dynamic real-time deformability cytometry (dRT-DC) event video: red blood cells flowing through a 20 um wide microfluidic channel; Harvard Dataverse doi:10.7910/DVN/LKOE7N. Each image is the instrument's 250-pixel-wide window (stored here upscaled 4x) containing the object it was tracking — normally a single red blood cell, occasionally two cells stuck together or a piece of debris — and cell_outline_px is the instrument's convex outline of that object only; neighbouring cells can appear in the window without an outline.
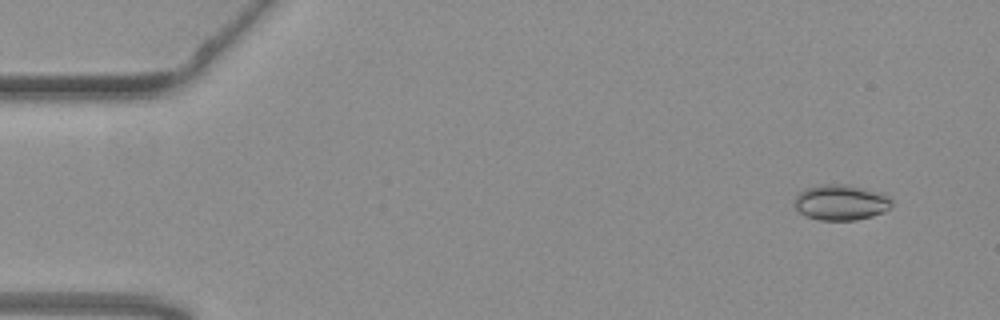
{"species": "common noctule bat (a hibernating species)", "species_latin": "Nyctalus noctula", "temperature_condition": "warm", "stored_images_in_passage": 52, "camera_frame_rate_fps": 3000, "um_per_image_px": 0.085, "animal": {"sex": "female", "body_mass_g": 19.3, "forearm_length_mm": 54.1}, "frame": {"image": 1, "passage_image": 1, "time_ms": 0.0, "image_size_px": [1000, 320], "cell_outline_px": [[892, 208], [884, 212], [872, 216], [856, 220], [820, 220], [808, 216], [800, 212], [792, 204], [792, 200], [804, 188], [824, 184], [848, 184], [880, 192], [888, 196], [892, 200]], "centroid_in_image_um": [71.48, 17.2], "position_along_channel_um": 13.5, "area_um2": 20.4}}
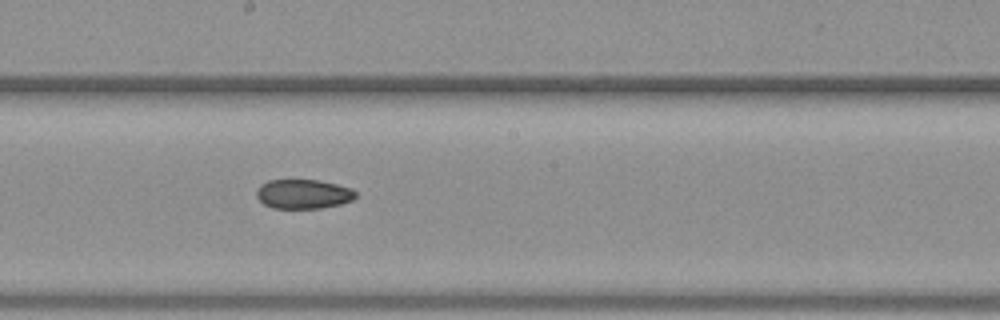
{"frame": {"image": 2, "passage_image": 27, "time_ms": 8.667, "image_size_px": [1000, 320], "cell_outline_px": [[356, 196], [352, 200], [340, 204], [320, 208], [272, 208], [264, 204], [256, 196], [256, 192], [260, 184], [268, 180], [320, 180], [352, 188], [356, 192]], "centroid_in_image_um": [25.77, 16.48], "position_along_channel_um": 222.4, "area_um2": 16.99}}
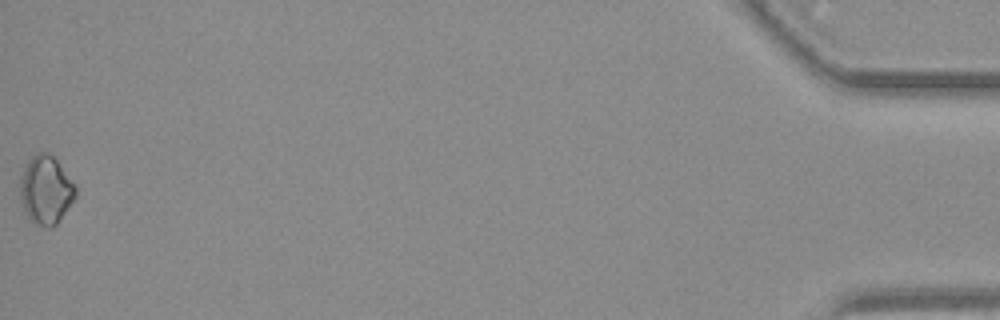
{"frame": {"image": 3, "passage_image": 52, "time_ms": 17.0, "image_size_px": [1000, 320], "cell_outline_px": [[76, 196], [56, 224], [52, 228], [44, 228], [32, 224], [20, 200], [20, 176], [28, 160], [32, 156], [40, 152], [48, 152], [56, 160], [76, 188]], "centroid_in_image_um": [3.86, 16.18], "position_along_channel_um": 431.3, "area_um2": 21.91}, "authors_computed_cell_mechanics": {"area_um2": 17.8602, "velocity_mm_per_s": 3.7597, "shape_relaxation_time_tau1_ms": null, "shape_relaxation_time_tau2_ms": 4.2708, "deformation_change_tau1": null, "deformation_change_tau2": 0.0749}}